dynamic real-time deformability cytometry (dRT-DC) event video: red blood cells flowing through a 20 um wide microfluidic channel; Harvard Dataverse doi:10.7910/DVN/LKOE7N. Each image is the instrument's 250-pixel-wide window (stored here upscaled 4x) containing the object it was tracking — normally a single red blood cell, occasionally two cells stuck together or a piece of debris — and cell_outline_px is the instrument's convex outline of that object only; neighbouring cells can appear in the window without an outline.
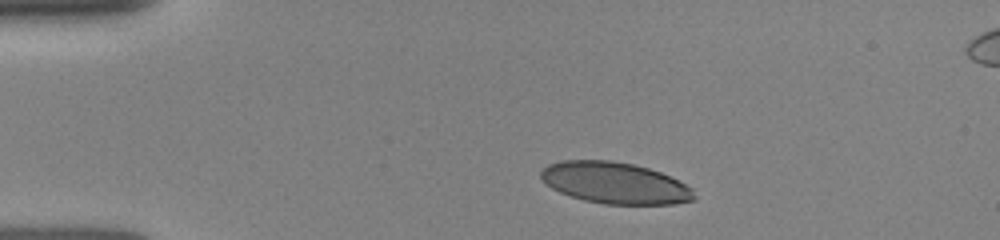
{"species": "human", "species_latin": "Homo sapiens", "temperature_condition": "room temperature", "stored_images_in_passage": 34, "camera_frame_rate_fps": 3000, "um_per_image_px": 0.085, "donor": {"sex": "female"}, "frame": {"image": 1, "passage_image": 1, "time_ms": 0.0, "image_size_px": [1000, 240], "cell_outline_px": [[696, 200], [676, 204], [604, 204], [584, 200], [560, 192], [544, 184], [540, 176], [540, 172], [548, 164], [560, 160], [608, 160], [632, 164], [648, 168], [660, 172], [692, 188], [696, 196]], "centroid_in_image_um": [52.25, 15.55], "position_along_channel_um": 32.8, "area_um2": 36.99}}
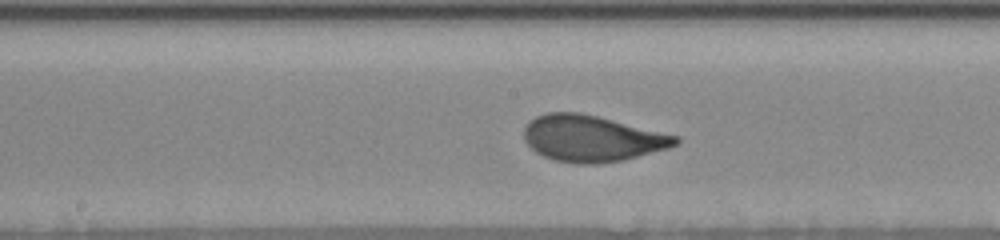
{"frame": {"image": 2, "passage_image": 22, "time_ms": 5.333, "image_size_px": [1000, 240], "cell_outline_px": [[680, 144], [668, 148], [624, 160], [596, 164], [576, 164], [556, 160], [544, 156], [536, 152], [524, 140], [524, 128], [528, 120], [544, 112], [580, 112], [680, 136]], "centroid_in_image_um": [50.32, 11.76], "position_along_channel_um": 197.9, "area_um2": 41.04}}
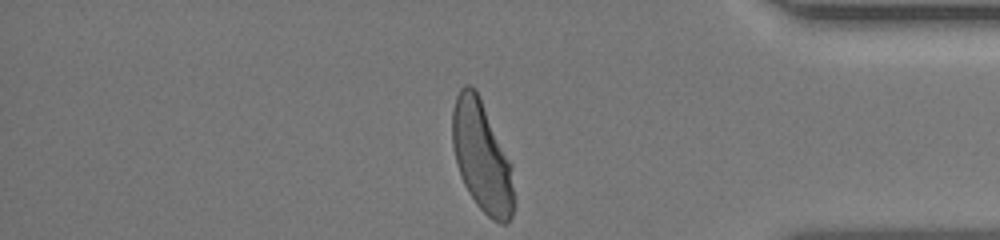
{"frame": {"image": 3, "passage_image": 34, "time_ms": 10.667, "image_size_px": [1000, 240], "cell_outline_px": [[512, 216], [508, 224], [500, 224], [492, 220], [476, 204], [468, 192], [460, 176], [456, 164], [452, 144], [452, 108], [456, 96], [460, 88], [464, 84], [468, 84], [476, 92], [480, 100], [508, 160], [512, 188]], "centroid_in_image_um": [40.88, 13.35], "position_along_channel_um": 394.3, "area_um2": 38.38}}